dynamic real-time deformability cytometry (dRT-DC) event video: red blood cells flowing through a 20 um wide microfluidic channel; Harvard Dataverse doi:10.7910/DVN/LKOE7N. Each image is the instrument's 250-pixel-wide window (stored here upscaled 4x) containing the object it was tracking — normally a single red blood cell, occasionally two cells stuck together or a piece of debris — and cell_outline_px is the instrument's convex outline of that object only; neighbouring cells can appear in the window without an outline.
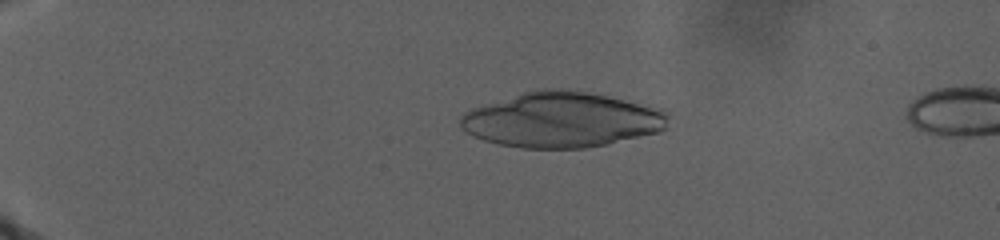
{"species": "human", "species_latin": "Homo sapiens", "temperature_condition": "warm", "stored_images_in_passage": 22, "camera_frame_rate_fps": 3000, "um_per_image_px": 0.085, "donor": {"sex": "male"}, "frame": {"image": 1, "passage_image": 13, "time_ms": 8.667, "image_size_px": [1000, 240], "cell_outline_px": [[668, 128], [660, 132], [604, 144], [584, 148], [520, 148], [496, 144], [472, 136], [464, 132], [460, 128], [460, 116], [464, 112], [472, 108], [484, 104], [524, 92], [544, 88], [556, 88], [584, 92], [608, 96], [664, 108], [668, 116]], "centroid_in_image_um": [47.74, 10.19], "position_along_channel_um": 37.3, "area_um2": 67.16}}